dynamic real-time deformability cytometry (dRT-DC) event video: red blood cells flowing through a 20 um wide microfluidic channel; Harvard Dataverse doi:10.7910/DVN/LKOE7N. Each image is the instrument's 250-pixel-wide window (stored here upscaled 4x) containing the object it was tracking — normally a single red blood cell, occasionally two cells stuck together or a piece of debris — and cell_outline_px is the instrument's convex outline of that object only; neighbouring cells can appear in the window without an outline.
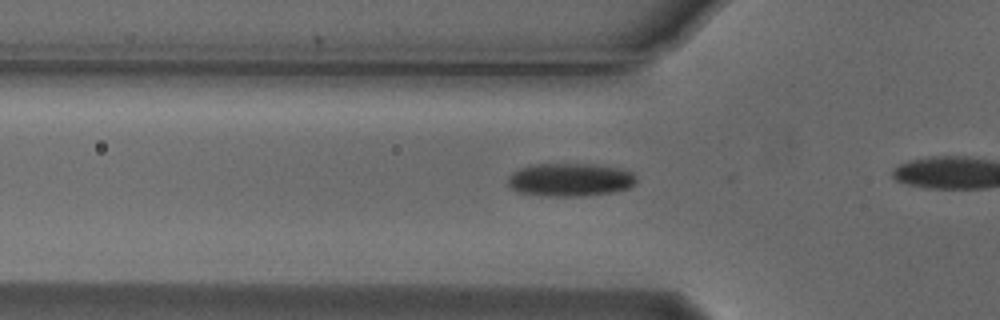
{"species": "Egyptian fruit bat (a non-hibernating species)", "species_latin": "Rousettus aegyptiacus", "temperature_condition": "cold", "stored_images_in_passage": 9, "camera_frame_rate_fps": 3000, "um_per_image_px": 0.085, "animal": {"sex": "male"}, "frame": {"image": 1, "passage_image": 4, "time_ms": 1.0, "image_size_px": [1000, 320], "cell_outline_px": [[636, 184], [628, 188], [616, 192], [584, 196], [540, 196], [520, 192], [512, 188], [508, 184], [508, 176], [512, 172], [520, 168], [532, 164], [592, 164], [624, 168], [632, 172], [636, 176]], "centroid_in_image_um": [48.5, 15.28], "position_along_channel_um": 77.3, "area_um2": 25.2}}
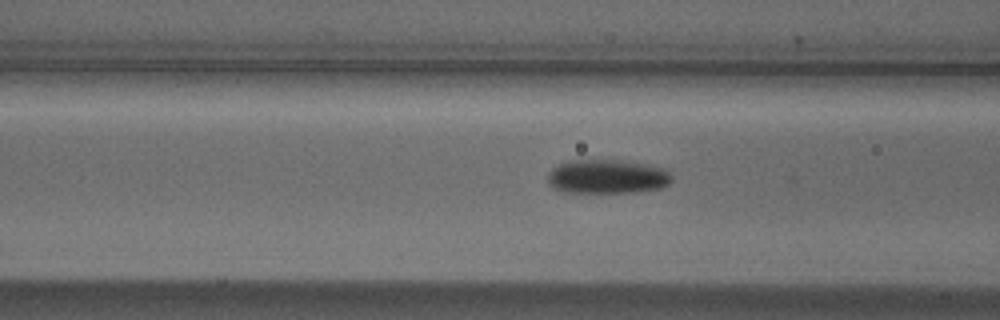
{"frame": {"image": 2, "passage_image": 7, "time_ms": 2.0, "image_size_px": [1000, 320], "cell_outline_px": [[672, 180], [668, 184], [660, 188], [636, 192], [564, 192], [556, 188], [548, 180], [548, 172], [552, 168], [568, 160], [620, 160], [648, 164], [664, 168], [672, 176]], "centroid_in_image_um": [51.64, 15.0], "position_along_channel_um": 115.0, "area_um2": 24.57}}